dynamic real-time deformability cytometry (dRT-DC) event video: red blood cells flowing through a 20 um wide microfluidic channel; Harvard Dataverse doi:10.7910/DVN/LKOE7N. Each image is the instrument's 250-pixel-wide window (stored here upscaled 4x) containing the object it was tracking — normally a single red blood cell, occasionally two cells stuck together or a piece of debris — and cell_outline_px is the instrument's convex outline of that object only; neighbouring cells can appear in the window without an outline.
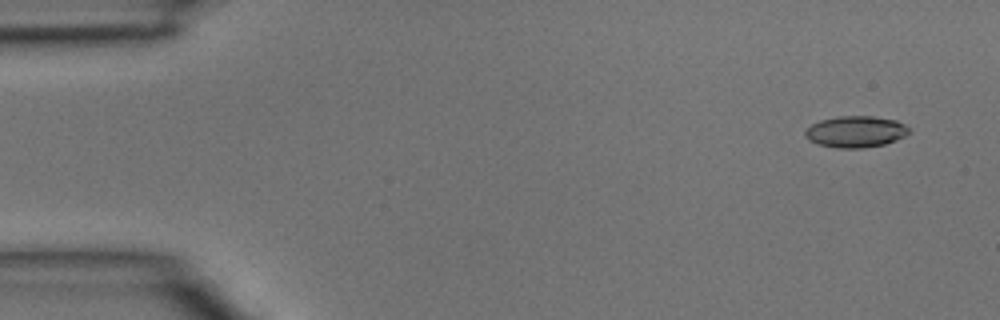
{"species": "common noctule bat (a hibernating species)", "species_latin": "Nyctalus noctula", "temperature_condition": "room temperature", "stored_images_in_passage": 6, "camera_frame_rate_fps": 3000, "um_per_image_px": 0.085, "animal": {"sex": "male", "body_mass_g": 15.6}, "frame": {"image": 1, "passage_image": 1, "time_ms": 0.0, "image_size_px": [1000, 320], "cell_outline_px": [[912, 132], [896, 140], [884, 144], [860, 148], [836, 148], [820, 144], [808, 140], [804, 136], [804, 132], [812, 124], [820, 120], [840, 116], [872, 116], [896, 120], [904, 124]], "centroid_in_image_um": [72.73, 11.19], "position_along_channel_um": 12.3, "area_um2": 18.96}}